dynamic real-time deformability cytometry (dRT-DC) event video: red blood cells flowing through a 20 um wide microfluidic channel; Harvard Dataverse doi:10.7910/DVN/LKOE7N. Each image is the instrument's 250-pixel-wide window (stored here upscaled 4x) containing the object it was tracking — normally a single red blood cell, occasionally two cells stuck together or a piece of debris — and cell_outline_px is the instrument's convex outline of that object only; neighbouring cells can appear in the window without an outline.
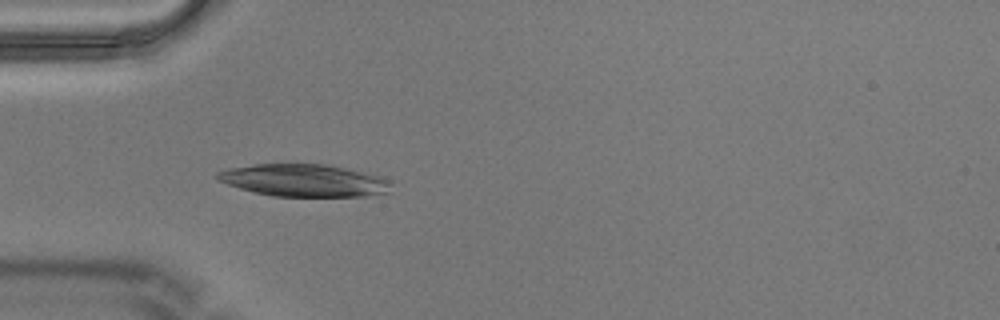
{"species": "Egyptian fruit bat (a non-hibernating species)", "species_latin": "Rousettus aegyptiacus", "temperature_condition": "warm", "stored_images_in_passage": 1, "camera_frame_rate_fps": 3000, "um_per_image_px": 0.085, "animal": {"sex": "male"}, "frame": {"image": 1, "passage_image": 1, "time_ms": 0.0, "image_size_px": [1000, 320], "cell_outline_px": [[392, 184], [388, 192], [368, 196], [272, 196], [240, 188], [228, 184], [220, 180], [216, 176], [216, 172], [228, 168], [256, 164], [328, 164], [384, 176], [392, 180]], "centroid_in_image_um": [25.92, 15.32], "position_along_channel_um": 59.1, "area_um2": 32.89}}